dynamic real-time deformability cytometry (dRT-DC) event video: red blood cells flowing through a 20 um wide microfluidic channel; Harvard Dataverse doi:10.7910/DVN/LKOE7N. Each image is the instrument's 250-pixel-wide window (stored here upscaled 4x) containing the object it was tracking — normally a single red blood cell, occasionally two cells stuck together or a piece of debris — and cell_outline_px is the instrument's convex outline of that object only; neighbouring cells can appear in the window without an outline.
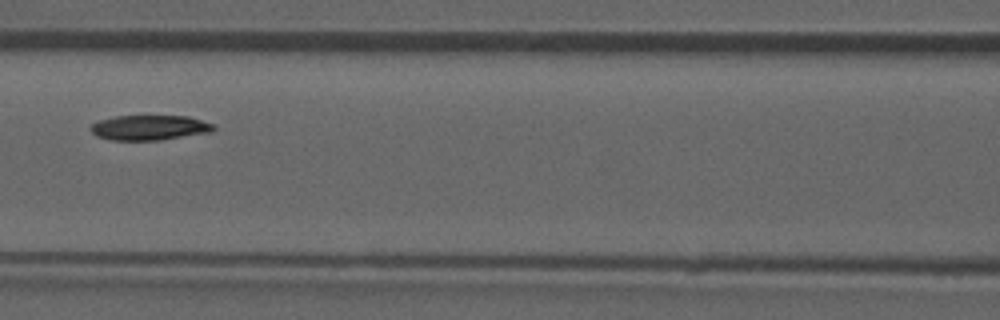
{"species": "common noctule bat (a hibernating species)", "species_latin": "Nyctalus noctula", "temperature_condition": "room temperature", "stored_images_in_passage": 5, "camera_frame_rate_fps": 3000, "um_per_image_px": 0.085, "animal": {"sex": "male", "forearm_length_mm": 52.5}, "frame": {"image": 1, "passage_image": 5, "time_ms": 4.667, "image_size_px": [1000, 320], "cell_outline_px": [[216, 128], [212, 132], [160, 140], [108, 140], [96, 136], [88, 128], [92, 124], [100, 120], [116, 116], [188, 116], [216, 124]], "centroid_in_image_um": [12.73, 10.85], "position_along_channel_um": 153.9, "area_um2": 18.09}}